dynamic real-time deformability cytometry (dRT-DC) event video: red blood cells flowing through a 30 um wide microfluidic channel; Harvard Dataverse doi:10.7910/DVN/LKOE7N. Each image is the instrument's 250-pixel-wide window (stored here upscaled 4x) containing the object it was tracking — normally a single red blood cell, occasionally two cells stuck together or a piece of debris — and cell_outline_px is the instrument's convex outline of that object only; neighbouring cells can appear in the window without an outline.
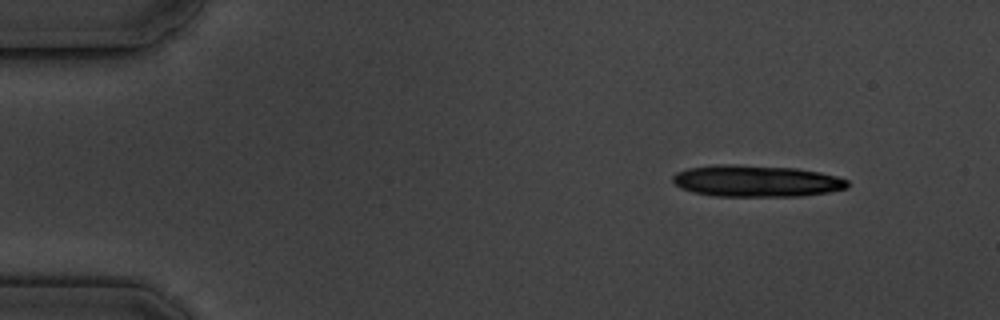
{"species": "common noctule bat (a hibernating species)", "species_latin": "Nyctalus noctula", "temperature_condition": "cold", "stored_images_in_passage": 6, "camera_frame_rate_fps": 3000, "um_per_image_px": 0.085, "animal": {"sex": "male", "body_mass_g": 19.5, "forearm_length_mm": 54.6}, "frame": {"image": 1, "passage_image": 1, "time_ms": 0.0, "image_size_px": [1000, 320], "cell_outline_px": [[848, 188], [828, 192], [800, 196], [716, 196], [696, 192], [680, 188], [672, 180], [672, 176], [676, 172], [688, 168], [716, 164], [736, 164], [796, 168], [820, 172], [836, 176], [848, 180]], "centroid_in_image_um": [64.28, 15.37], "position_along_channel_um": 20.7, "area_um2": 32.25}}